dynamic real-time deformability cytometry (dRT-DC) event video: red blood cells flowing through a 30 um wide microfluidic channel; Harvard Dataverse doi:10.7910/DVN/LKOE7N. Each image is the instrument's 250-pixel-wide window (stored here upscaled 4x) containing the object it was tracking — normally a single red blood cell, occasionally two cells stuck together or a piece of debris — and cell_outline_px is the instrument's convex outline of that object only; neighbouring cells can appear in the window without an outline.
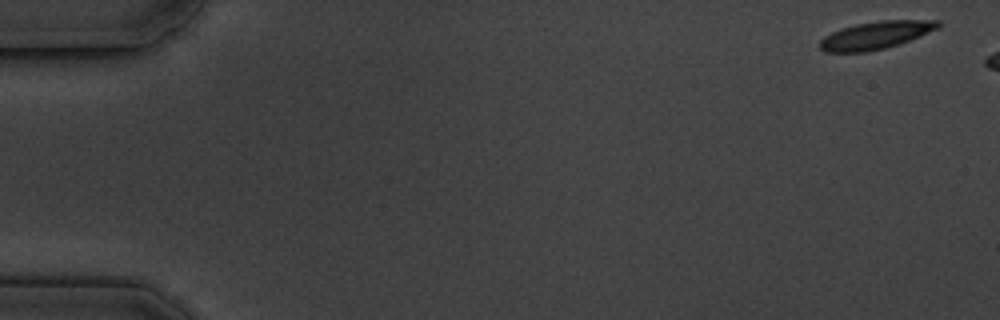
{"species": "common noctule bat (a hibernating species)", "species_latin": "Nyctalus noctula", "temperature_condition": "cold", "stored_images_in_passage": 10, "camera_frame_rate_fps": 3000, "um_per_image_px": 0.085, "animal": {"sex": "male", "body_mass_g": 19.5, "forearm_length_mm": 54.6}, "frame": {"image": 1, "passage_image": 1, "time_ms": 0.0, "image_size_px": [1000, 320], "cell_outline_px": [[940, 28], [908, 40], [884, 48], [864, 52], [824, 52], [820, 48], [820, 40], [824, 36], [840, 28], [856, 24], [880, 20], [940, 20]], "centroid_in_image_um": [74.42, 2.98], "position_along_channel_um": 10.6, "area_um2": 18.9}}